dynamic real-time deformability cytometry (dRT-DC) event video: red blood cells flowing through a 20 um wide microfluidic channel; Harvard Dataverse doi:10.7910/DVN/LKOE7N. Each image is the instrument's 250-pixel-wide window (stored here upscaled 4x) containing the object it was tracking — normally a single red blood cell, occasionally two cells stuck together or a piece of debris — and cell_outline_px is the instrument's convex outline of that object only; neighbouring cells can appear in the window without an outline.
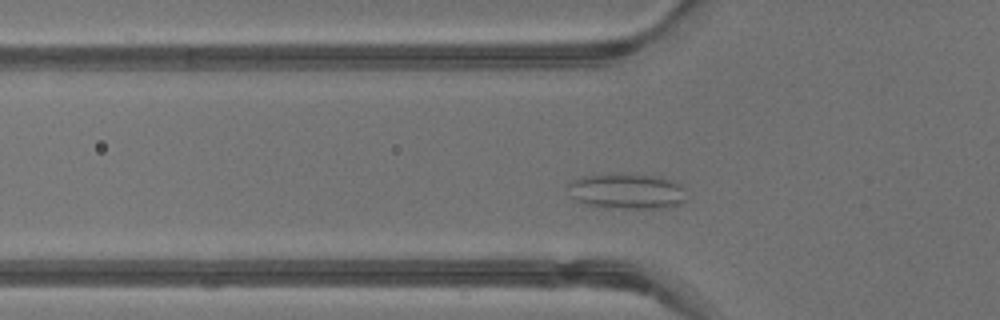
{"species": "common noctule bat (a hibernating species)", "species_latin": "Nyctalus noctula", "temperature_condition": "warm", "stored_images_in_passage": 38, "camera_frame_rate_fps": 3000, "um_per_image_px": 0.085, "animal": {"sex": "male", "body_mass_g": 13.3}, "frame": {"image": 1, "passage_image": 8, "time_ms": 2.333, "image_size_px": [1000, 320], "cell_outline_px": [[688, 200], [680, 204], [668, 208], [604, 208], [588, 204], [576, 200], [572, 196], [568, 184], [584, 176], [624, 172], [660, 176], [672, 180], [680, 184], [684, 188]], "centroid_in_image_um": [53.38, 16.24], "position_along_channel_um": 72.4, "area_um2": 24.97}}
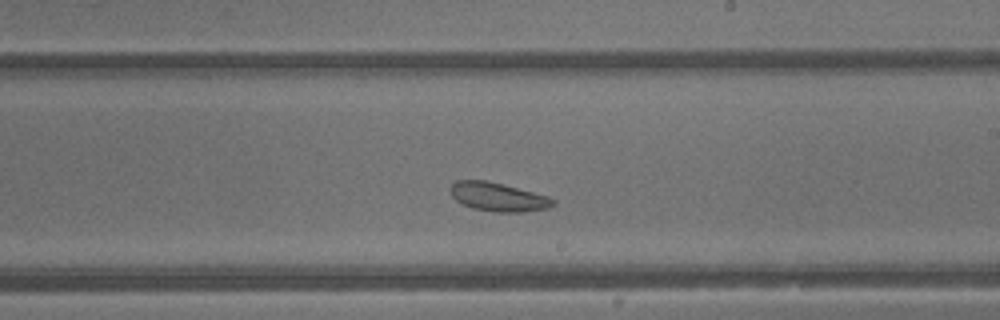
{"frame": {"image": 2, "passage_image": 19, "time_ms": 6.0, "image_size_px": [1000, 320], "cell_outline_px": [[556, 204], [548, 208], [520, 212], [492, 212], [472, 208], [460, 204], [452, 196], [448, 188], [456, 180], [484, 180], [548, 196], [556, 200]], "centroid_in_image_um": [42.3, 16.75], "position_along_channel_um": 246.7, "area_um2": 17.17}}
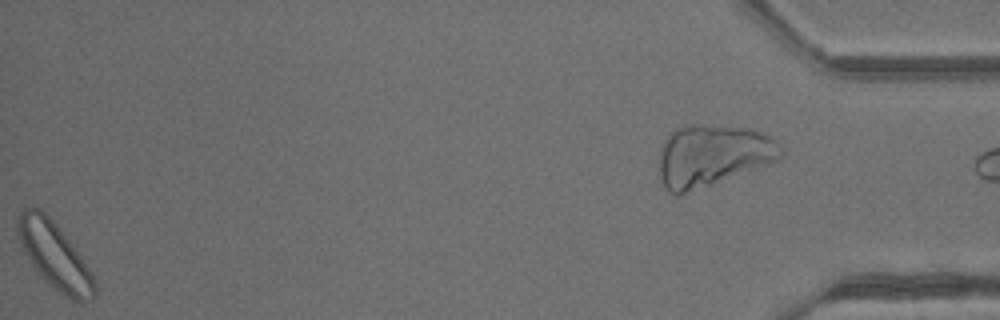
{"frame": {"image": 3, "passage_image": 37, "time_ms": 12.0, "image_size_px": [1000, 320], "cell_outline_px": [[96, 296], [92, 300], [80, 304], [72, 300], [48, 284], [36, 272], [28, 260], [20, 244], [16, 232], [16, 220], [20, 212], [24, 208], [40, 208], [56, 224], [72, 244], [96, 280]], "centroid_in_image_um": [4.62, 21.76], "position_along_channel_um": 430.6, "area_um2": 30.0}, "authors_computed_cell_mechanics": {"area_um2": 20.4901, "velocity_mm_per_s": 4.7457, "shape_relaxation_time_tau1_ms": null, "shape_relaxation_time_tau2_ms": 1.7933, "deformation_change_tau1": null, "deformation_change_tau2": 0.0677}}